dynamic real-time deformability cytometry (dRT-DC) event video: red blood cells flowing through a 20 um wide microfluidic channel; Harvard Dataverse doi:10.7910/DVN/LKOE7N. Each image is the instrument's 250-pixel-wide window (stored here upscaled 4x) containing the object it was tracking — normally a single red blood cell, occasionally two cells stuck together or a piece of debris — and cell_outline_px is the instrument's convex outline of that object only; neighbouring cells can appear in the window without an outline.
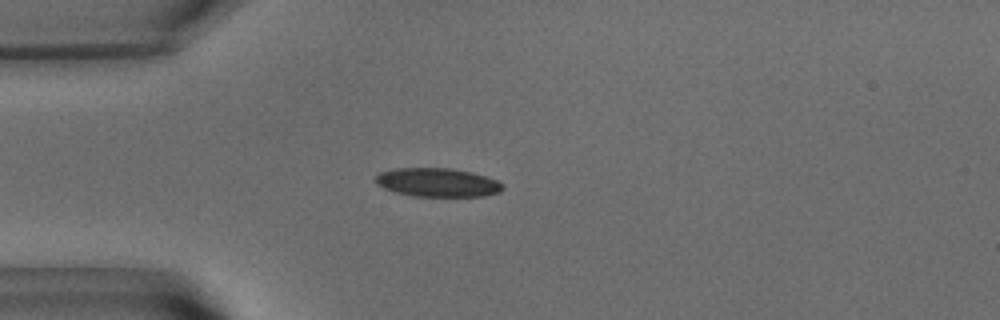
{"species": "common noctule bat (a hibernating species)", "species_latin": "Nyctalus noctula", "temperature_condition": "warm", "stored_images_in_passage": 40, "camera_frame_rate_fps": 3000, "um_per_image_px": 0.085, "animal": {"sex": "male", "body_mass_g": 15.6}, "frame": {"image": 1, "passage_image": 2, "time_ms": 0.333, "image_size_px": [1000, 320], "cell_outline_px": [[500, 188], [496, 192], [476, 196], [424, 196], [404, 192], [388, 188], [380, 184], [376, 180], [376, 176], [384, 172], [404, 168], [440, 168], [464, 172], [480, 176], [492, 180], [500, 184]], "centroid_in_image_um": [37.15, 15.51], "position_along_channel_um": 47.8, "area_um2": 19.31}}
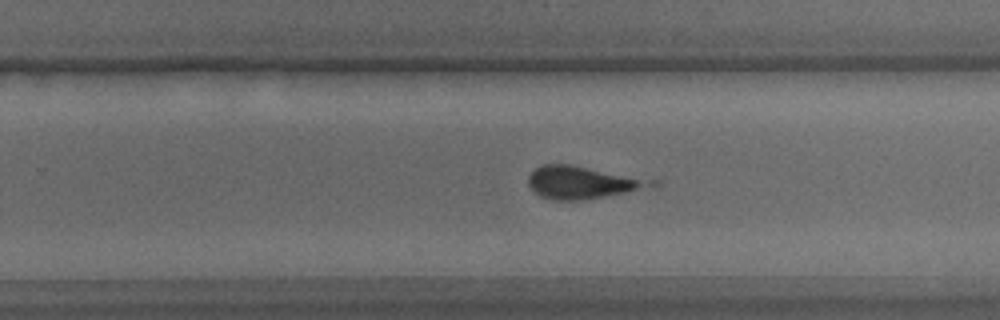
{"frame": {"image": 2, "passage_image": 21, "time_ms": 6.667, "image_size_px": [1000, 320], "cell_outline_px": [[636, 184], [632, 188], [616, 192], [596, 196], [548, 196], [532, 188], [528, 180], [532, 172], [536, 168], [548, 164], [556, 164], [580, 168], [632, 180]], "centroid_in_image_um": [48.92, 15.45], "position_along_channel_um": 280.9, "area_um2": 17.57}}
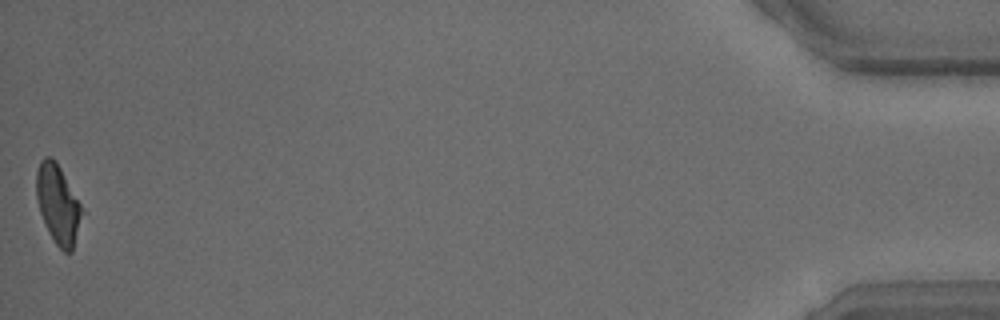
{"frame": {"image": 3, "passage_image": 40, "time_ms": 13.0, "image_size_px": [1000, 320], "cell_outline_px": [[80, 212], [72, 248], [68, 252], [64, 252], [56, 244], [44, 220], [40, 208], [36, 192], [36, 176], [40, 164], [48, 156], [56, 164], [80, 204]], "centroid_in_image_um": [4.88, 17.36], "position_along_channel_um": 430.3, "area_um2": 18.9}, "authors_computed_cell_mechanics": {"area_um2": 18.5249, "velocity_mm_per_s": 3.8848, "shape_relaxation_time_tau1_ms": null, "shape_relaxation_time_tau2_ms": 2.9027, "deformation_change_tau1": null, "deformation_change_tau2": 0.1072}}